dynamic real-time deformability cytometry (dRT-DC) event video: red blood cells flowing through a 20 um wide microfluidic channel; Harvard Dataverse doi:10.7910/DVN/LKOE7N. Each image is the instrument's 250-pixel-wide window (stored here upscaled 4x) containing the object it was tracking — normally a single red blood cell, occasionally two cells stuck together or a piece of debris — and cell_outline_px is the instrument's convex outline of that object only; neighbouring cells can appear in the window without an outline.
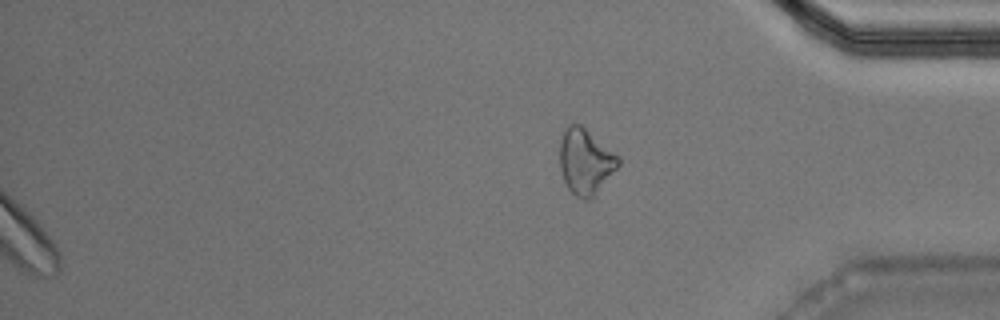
{"species": "Egyptian fruit bat (a non-hibernating species)", "species_latin": "Rousettus aegyptiacus", "temperature_condition": "warm", "stored_images_in_passage": 32, "segment_of_instrument_passage": [2, 2], "camera_frame_rate_fps": 3000, "um_per_image_px": 0.085, "animal": {"sex": "male"}, "frame": {"image": 1, "passage_image": 32, "time_ms": 10.333, "image_size_px": [1000, 320], "cell_outline_px": [[620, 164], [592, 196], [588, 200], [584, 200], [576, 196], [568, 188], [564, 180], [560, 168], [560, 140], [564, 128], [568, 124], [580, 124], [620, 156]], "centroid_in_image_um": [49.75, 13.69], "position_along_channel_um": 385.5, "area_um2": 22.08}}